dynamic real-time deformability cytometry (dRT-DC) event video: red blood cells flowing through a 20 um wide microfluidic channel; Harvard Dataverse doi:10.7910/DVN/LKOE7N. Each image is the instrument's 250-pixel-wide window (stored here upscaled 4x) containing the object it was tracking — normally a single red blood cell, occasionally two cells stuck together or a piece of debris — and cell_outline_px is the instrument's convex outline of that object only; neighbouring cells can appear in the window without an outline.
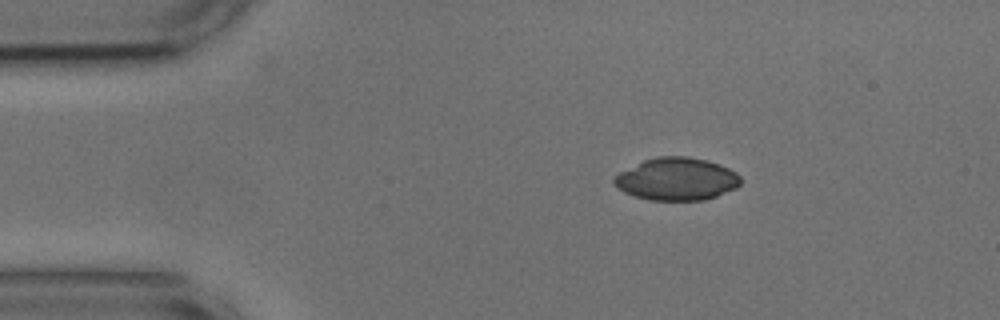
{"species": "common noctule bat (a hibernating species)", "species_latin": "Nyctalus noctula", "temperature_condition": "cold", "stored_images_in_passage": 36, "camera_frame_rate_fps": 3000, "um_per_image_px": 0.085, "animal": {"sex": "male", "body_mass_g": 17.9, "forearm_length_mm": 54.2}, "frame": {"image": 1, "passage_image": 1, "time_ms": 0.0, "image_size_px": [1000, 320], "cell_outline_px": [[740, 184], [736, 188], [716, 196], [704, 200], [648, 200], [624, 192], [616, 188], [612, 184], [612, 180], [620, 172], [644, 160], [656, 156], [688, 156], [708, 160], [720, 164], [736, 172], [740, 176]], "centroid_in_image_um": [57.51, 15.21], "position_along_channel_um": 27.5, "area_um2": 31.5}}
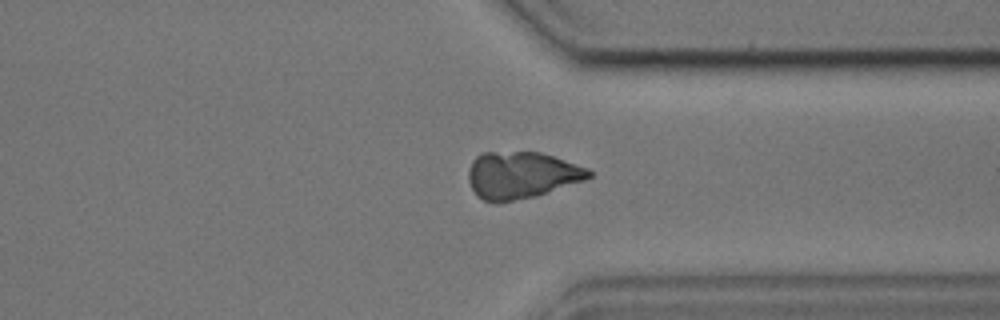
{"frame": {"image": 2, "passage_image": 33, "time_ms": 10.667, "image_size_px": [1000, 320], "cell_outline_px": [[592, 176], [584, 180], [536, 196], [512, 200], [484, 200], [476, 196], [468, 180], [468, 172], [472, 160], [476, 156], [484, 152], [540, 152], [588, 168], [592, 172]], "centroid_in_image_um": [44.31, 14.86], "position_along_channel_um": 367.1, "area_um2": 32.43}}